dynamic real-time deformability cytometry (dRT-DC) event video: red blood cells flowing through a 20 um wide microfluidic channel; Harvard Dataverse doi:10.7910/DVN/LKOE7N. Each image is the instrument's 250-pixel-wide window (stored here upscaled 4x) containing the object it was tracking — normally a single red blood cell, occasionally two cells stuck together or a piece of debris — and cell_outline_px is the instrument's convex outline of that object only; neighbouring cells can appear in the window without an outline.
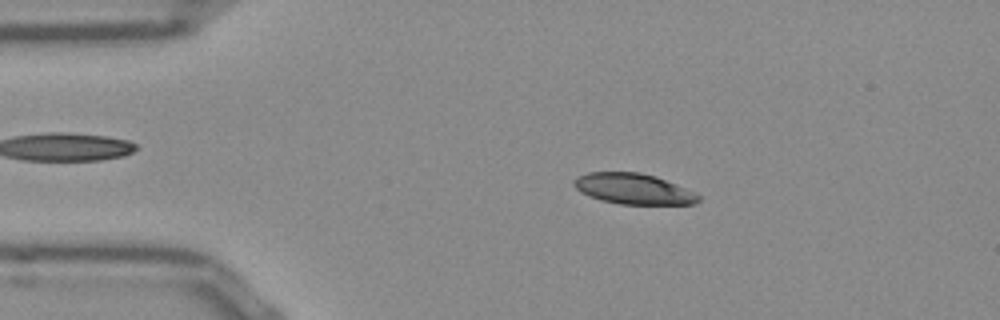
{"species": "Egyptian fruit bat (a non-hibernating species)", "species_latin": "Rousettus aegyptiacus", "temperature_condition": "room temperature", "stored_images_in_passage": 51, "camera_frame_rate_fps": 3000, "um_per_image_px": 0.085, "frame": {"image": 1, "passage_image": 9, "time_ms": 2.667, "image_size_px": [1000, 320], "cell_outline_px": [[700, 200], [696, 204], [620, 204], [600, 200], [588, 196], [580, 192], [572, 184], [572, 180], [588, 172], [640, 172], [656, 176], [676, 184], [700, 196]], "centroid_in_image_um": [53.81, 16.05], "position_along_channel_um": 31.2, "area_um2": 22.25}}
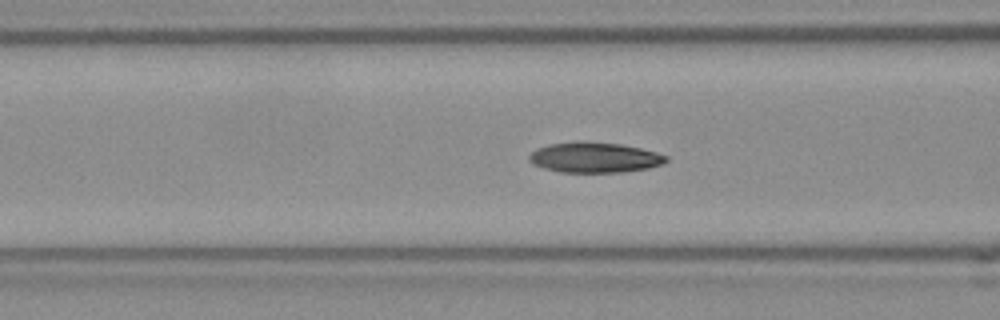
{"frame": {"image": 2, "passage_image": 19, "time_ms": 6.0, "image_size_px": [1000, 320], "cell_outline_px": [[668, 160], [664, 164], [648, 168], [624, 172], [560, 172], [544, 168], [532, 164], [528, 160], [528, 156], [536, 148], [548, 144], [576, 140], [580, 140], [620, 144], [640, 148], [656, 152], [668, 156]], "centroid_in_image_um": [50.52, 13.37], "position_along_channel_um": 116.1, "area_um2": 24.57}}
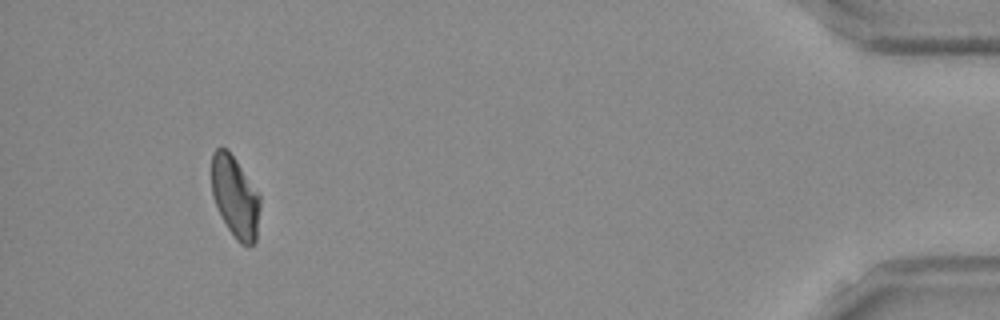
{"frame": {"image": 3, "passage_image": 48, "time_ms": 15.667, "image_size_px": [1000, 320], "cell_outline_px": [[260, 208], [256, 240], [248, 248], [240, 244], [236, 240], [228, 228], [212, 196], [212, 152], [216, 148], [228, 148], [260, 196]], "centroid_in_image_um": [19.99, 16.75], "position_along_channel_um": 415.2, "area_um2": 22.89}, "authors_computed_cell_mechanics": {"area_um2": 23.6402, "velocity_mm_per_s": 3.8483, "shape_relaxation_time_tau1_ms": 11.3888, "shape_relaxation_time_tau2_ms": 2.805, "deformation_change_tau1": 0.2308, "deformation_change_tau2": 0.0787}}